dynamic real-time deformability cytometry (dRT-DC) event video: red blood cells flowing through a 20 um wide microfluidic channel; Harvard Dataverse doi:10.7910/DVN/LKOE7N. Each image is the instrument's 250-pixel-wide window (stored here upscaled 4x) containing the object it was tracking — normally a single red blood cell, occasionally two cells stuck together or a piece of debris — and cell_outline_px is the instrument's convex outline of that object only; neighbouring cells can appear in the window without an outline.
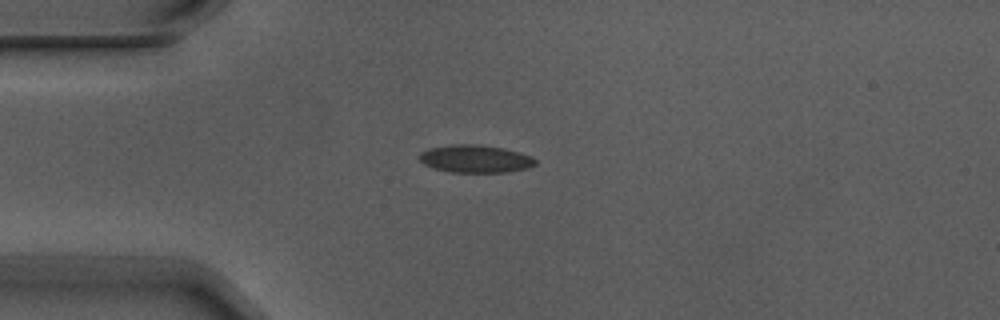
{"species": "Egyptian fruit bat (a non-hibernating species)", "species_latin": "Rousettus aegyptiacus", "temperature_condition": "warm", "stored_images_in_passage": 3, "camera_frame_rate_fps": 3000, "um_per_image_px": 0.085, "animal": {"sex": "male"}, "frame": {"image": 1, "passage_image": 1, "time_ms": 0.0, "image_size_px": [1000, 320], "cell_outline_px": [[536, 164], [528, 168], [508, 172], [452, 172], [432, 168], [424, 164], [420, 160], [420, 152], [428, 148], [448, 144], [480, 144], [504, 148], [520, 152], [532, 156], [536, 160]], "centroid_in_image_um": [40.41, 13.49], "position_along_channel_um": 44.6, "area_um2": 18.96}}
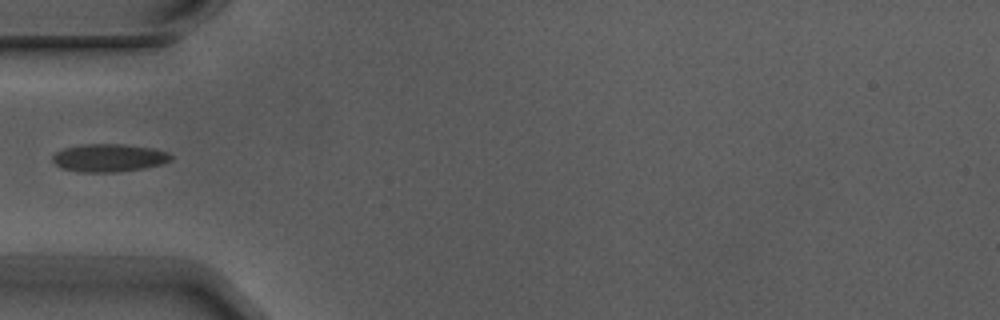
{"frame": {"image": 2, "passage_image": 2, "time_ms": 0.333, "image_size_px": [1000, 320], "cell_outline_px": [[172, 160], [164, 164], [144, 168], [116, 172], [80, 172], [60, 168], [52, 160], [52, 156], [56, 152], [64, 148], [84, 144], [124, 144], [152, 148], [168, 152], [172, 156]], "centroid_in_image_um": [9.27, 13.42], "position_along_channel_um": 75.7, "area_um2": 19.36}}